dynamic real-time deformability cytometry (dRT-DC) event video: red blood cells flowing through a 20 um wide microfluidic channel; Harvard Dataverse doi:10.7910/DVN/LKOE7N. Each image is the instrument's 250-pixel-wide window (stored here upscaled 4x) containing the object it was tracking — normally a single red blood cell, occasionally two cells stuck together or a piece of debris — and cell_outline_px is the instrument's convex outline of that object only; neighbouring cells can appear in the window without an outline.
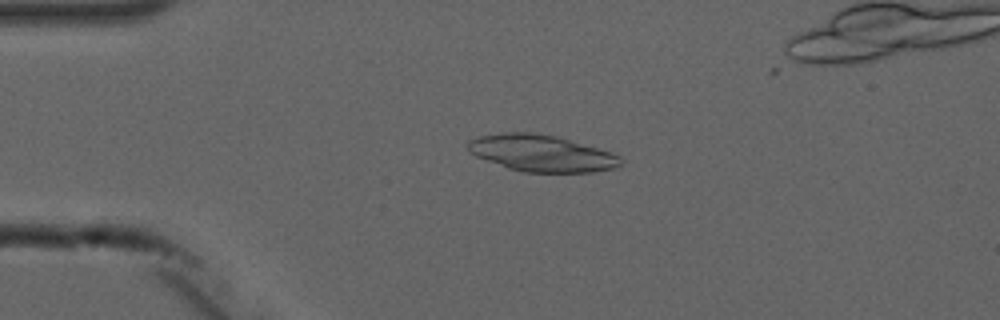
{"species": "common noctule bat (a hibernating species)", "species_latin": "Nyctalus noctula", "temperature_condition": "cold", "stored_images_in_passage": 6, "camera_frame_rate_fps": 3000, "um_per_image_px": 0.085, "animal": {"sex": "male", "forearm_length_mm": 52.5}, "frame": {"image": 1, "passage_image": 3, "time_ms": 2.333, "image_size_px": [1000, 320], "cell_outline_px": [[624, 160], [620, 164], [612, 168], [592, 172], [524, 172], [508, 168], [476, 156], [468, 152], [468, 140], [480, 136], [504, 132], [532, 132], [556, 136], [612, 152], [620, 156]], "centroid_in_image_um": [46.02, 13.02], "position_along_channel_um": 39.0, "area_um2": 32.48}}
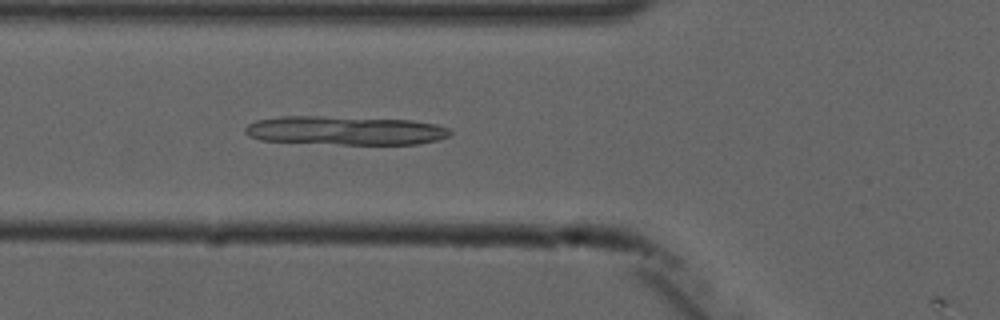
{"frame": {"image": 2, "passage_image": 5, "time_ms": 4.667, "image_size_px": [1000, 320], "cell_outline_px": [[452, 136], [420, 144], [340, 144], [260, 140], [248, 136], [244, 132], [244, 128], [248, 124], [256, 120], [280, 116], [324, 116], [412, 120], [436, 124], [448, 128], [452, 132]], "centroid_in_image_um": [29.35, 11.09], "position_along_channel_um": 96.4, "area_um2": 34.62}}